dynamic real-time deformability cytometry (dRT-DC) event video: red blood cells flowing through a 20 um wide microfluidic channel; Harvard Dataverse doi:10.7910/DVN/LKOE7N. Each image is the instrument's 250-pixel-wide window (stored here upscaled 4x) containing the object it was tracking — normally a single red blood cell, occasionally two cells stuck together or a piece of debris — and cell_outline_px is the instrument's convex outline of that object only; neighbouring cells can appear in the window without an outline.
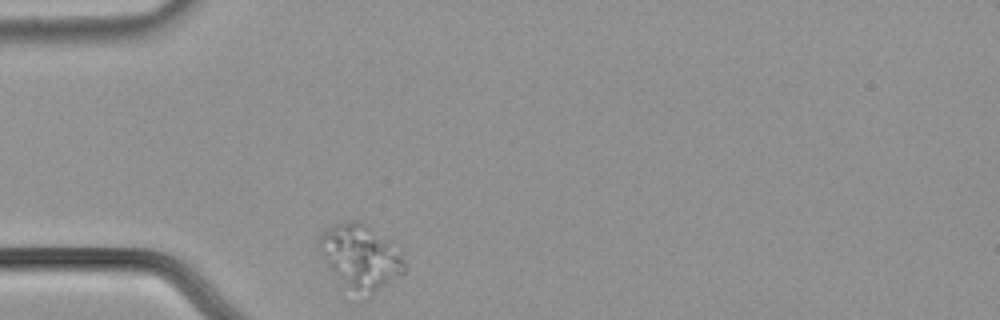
{"species": "common noctule bat (a hibernating species)", "species_latin": "Nyctalus noctula", "temperature_condition": "cold", "stored_images_in_passage": 36, "camera_frame_rate_fps": 3000, "um_per_image_px": 0.085, "animal": {"sex": "male", "body_mass_g": 21.5, "forearm_length_mm": 52.0}, "frame": {"image": 1, "passage_image": 1, "time_ms": 0.0, "image_size_px": [1000, 320], "cell_outline_px": [[408, 268], [400, 276], [368, 300], [344, 284], [328, 264], [324, 256], [320, 244], [320, 236], [332, 224], [352, 220], [356, 220], [364, 224], [388, 240], [404, 260]], "centroid_in_image_um": [30.72, 21.88], "position_along_channel_um": 54.3, "area_um2": 31.39}}
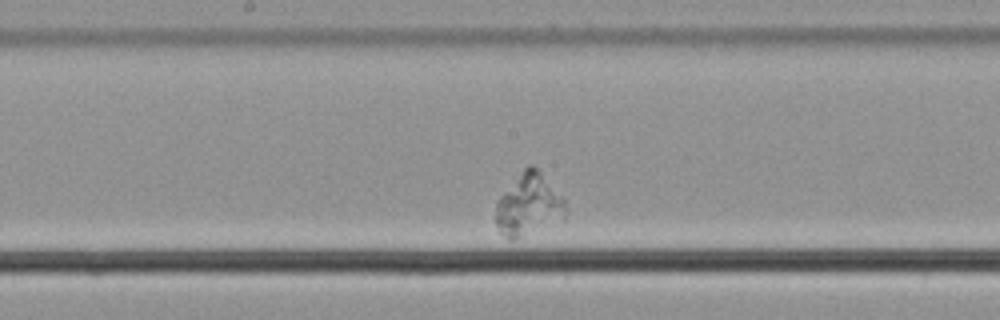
{"frame": {"image": 2, "passage_image": 16, "time_ms": 5.0, "image_size_px": [1000, 320], "cell_outline_px": [[568, 212], [564, 220], [512, 240], [504, 236], [496, 228], [496, 204], [500, 196], [524, 168], [528, 164], [532, 164], [540, 172], [564, 200]], "centroid_in_image_um": [44.94, 17.44], "position_along_channel_um": 203.3, "area_um2": 25.03}}
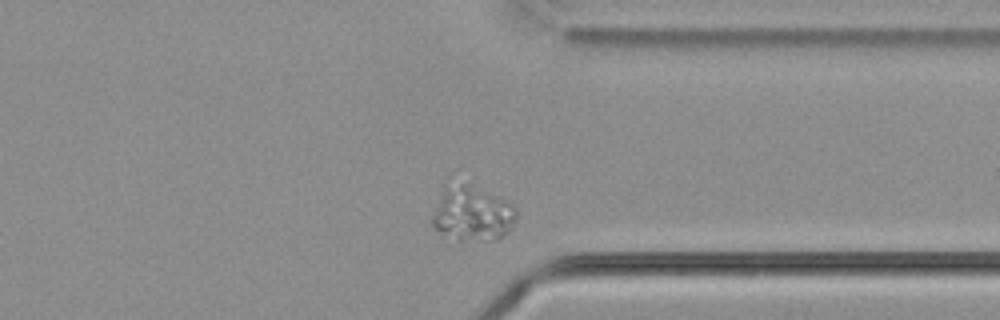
{"frame": {"image": 3, "passage_image": 31, "time_ms": 10.0, "image_size_px": [1000, 320], "cell_outline_px": [[516, 220], [512, 228], [508, 232], [496, 240], [460, 240], [436, 228], [432, 224], [432, 216], [444, 184], [448, 176], [468, 184], [496, 196], [512, 204], [516, 208]], "centroid_in_image_um": [40.13, 18.09], "position_along_channel_um": 371.3, "area_um2": 27.05}}